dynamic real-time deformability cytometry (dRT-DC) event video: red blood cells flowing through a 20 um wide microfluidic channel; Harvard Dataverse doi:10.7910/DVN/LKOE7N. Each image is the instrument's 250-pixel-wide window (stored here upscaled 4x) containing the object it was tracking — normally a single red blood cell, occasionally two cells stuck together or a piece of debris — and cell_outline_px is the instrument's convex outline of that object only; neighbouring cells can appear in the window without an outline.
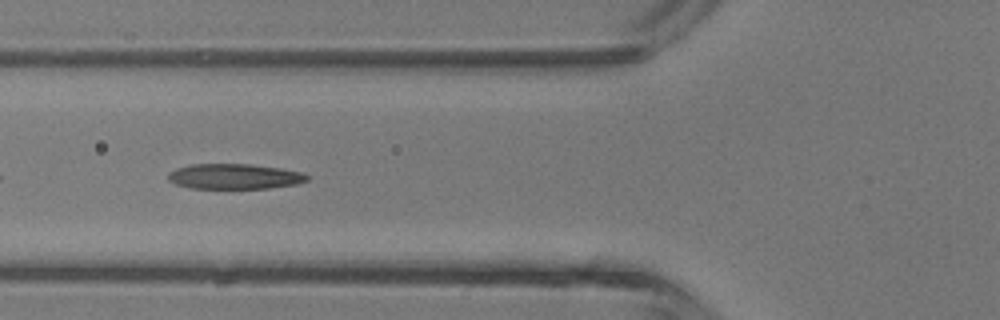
{"species": "common noctule bat (a hibernating species)", "species_latin": "Nyctalus noctula", "temperature_condition": "room temperature", "stored_images_in_passage": 5, "camera_frame_rate_fps": 3000, "um_per_image_px": 0.085, "animal": {"sex": "male", "body_mass_g": 13.3}, "frame": {"image": 1, "passage_image": 5, "time_ms": 4.667, "image_size_px": [1000, 320], "cell_outline_px": [[308, 180], [296, 184], [268, 188], [192, 188], [176, 184], [168, 180], [168, 172], [176, 168], [192, 164], [252, 164], [280, 168], [304, 172], [308, 176]], "centroid_in_image_um": [19.93, 14.99], "position_along_channel_um": 105.9, "area_um2": 20.46}}